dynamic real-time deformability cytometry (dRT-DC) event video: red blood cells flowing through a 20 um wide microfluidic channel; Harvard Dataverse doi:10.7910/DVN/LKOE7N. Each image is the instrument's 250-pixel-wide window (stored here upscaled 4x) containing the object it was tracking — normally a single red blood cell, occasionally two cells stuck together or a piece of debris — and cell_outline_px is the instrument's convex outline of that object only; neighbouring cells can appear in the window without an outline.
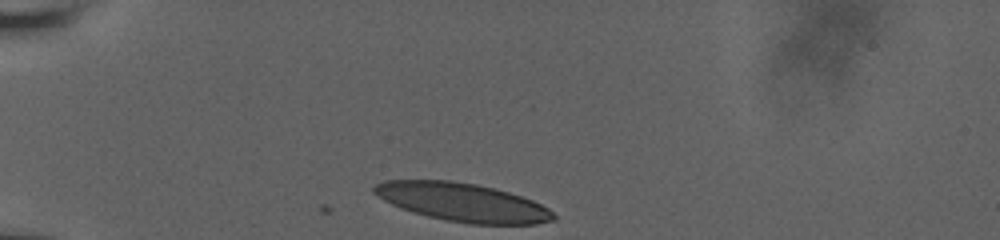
{"species": "human", "species_latin": "Homo sapiens", "temperature_condition": "room temperature", "stored_images_in_passage": 39, "camera_frame_rate_fps": 3000, "um_per_image_px": 0.085, "donor": {"sex": "male"}, "frame": {"image": 1, "passage_image": 1, "time_ms": 0.0, "image_size_px": [1000, 240], "cell_outline_px": [[556, 220], [536, 224], [468, 224], [428, 216], [412, 212], [400, 208], [384, 200], [372, 192], [372, 188], [376, 184], [384, 180], [452, 180], [476, 184], [496, 188], [532, 200], [548, 208], [556, 216]], "centroid_in_image_um": [39.31, 17.19], "position_along_channel_um": 45.7, "area_um2": 40.17}}
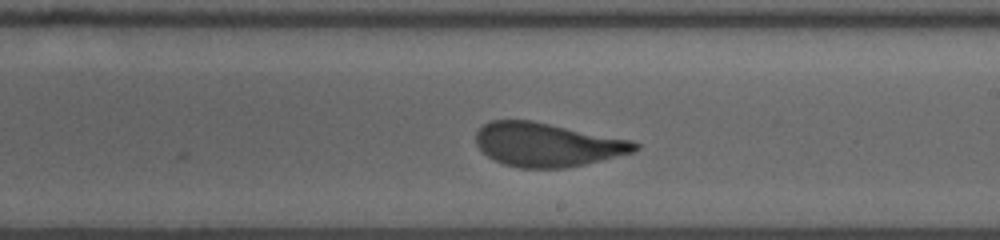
{"frame": {"image": 2, "passage_image": 20, "time_ms": 6.333, "image_size_px": [1000, 240], "cell_outline_px": [[640, 148], [636, 152], [568, 168], [520, 168], [504, 164], [488, 156], [476, 144], [476, 132], [484, 124], [492, 120], [532, 120], [632, 140], [640, 144]], "centroid_in_image_um": [46.56, 12.29], "position_along_channel_um": 242.4, "area_um2": 40.63}}
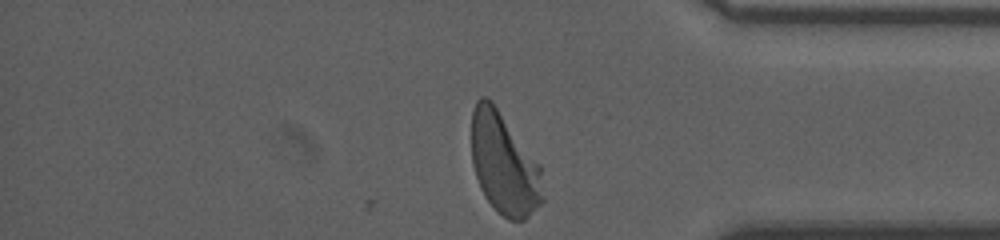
{"frame": {"image": 3, "passage_image": 39, "time_ms": 10.667, "image_size_px": [1000, 240], "cell_outline_px": [[544, 200], [524, 220], [508, 220], [496, 212], [484, 196], [480, 188], [472, 164], [472, 112], [476, 100], [480, 96], [484, 96], [492, 100], [540, 164]], "centroid_in_image_um": [42.84, 13.93], "position_along_channel_um": 392.4, "area_um2": 42.54}, "authors_computed_cell_mechanics": {"area_um2": 41.5004, "velocity_mm_per_s": 3.7427, "shape_relaxation_time_tau1_ms": 3.7013, "shape_relaxation_time_tau2_ms": null, "deformation_change_tau1": 0.1682, "deformation_change_tau2": null}}